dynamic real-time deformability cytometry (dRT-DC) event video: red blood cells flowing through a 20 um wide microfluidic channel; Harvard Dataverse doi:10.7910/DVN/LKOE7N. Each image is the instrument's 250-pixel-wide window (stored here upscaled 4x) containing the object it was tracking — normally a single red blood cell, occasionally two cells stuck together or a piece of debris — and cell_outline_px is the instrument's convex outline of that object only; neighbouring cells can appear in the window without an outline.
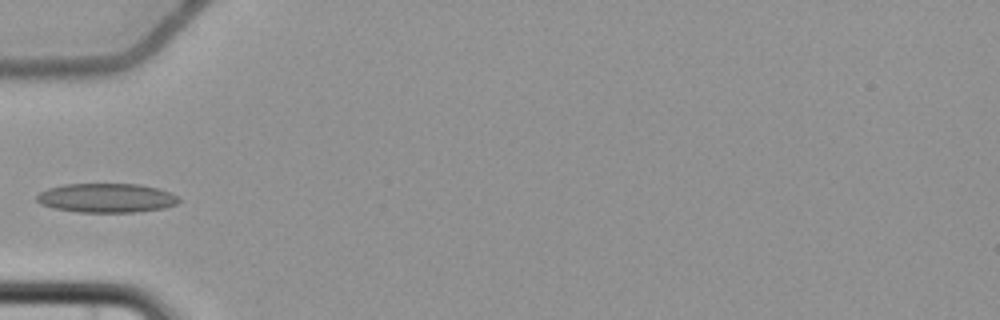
{"species": "common noctule bat (a hibernating species)", "species_latin": "Nyctalus noctula", "temperature_condition": "cold", "stored_images_in_passage": 6, "camera_frame_rate_fps": 3000, "um_per_image_px": 0.085, "animal": {"sex": "female", "body_mass_g": 22.7, "forearm_length_mm": 54.2}, "frame": {"image": 1, "passage_image": 6, "time_ms": 6.333, "image_size_px": [1000, 320], "cell_outline_px": [[180, 200], [176, 204], [164, 208], [136, 212], [80, 212], [56, 208], [40, 204], [36, 200], [36, 196], [40, 192], [48, 188], [64, 184], [140, 184], [156, 188], [168, 192], [176, 196]], "centroid_in_image_um": [9.03, 16.82], "position_along_channel_um": 76.0, "area_um2": 23.99}}